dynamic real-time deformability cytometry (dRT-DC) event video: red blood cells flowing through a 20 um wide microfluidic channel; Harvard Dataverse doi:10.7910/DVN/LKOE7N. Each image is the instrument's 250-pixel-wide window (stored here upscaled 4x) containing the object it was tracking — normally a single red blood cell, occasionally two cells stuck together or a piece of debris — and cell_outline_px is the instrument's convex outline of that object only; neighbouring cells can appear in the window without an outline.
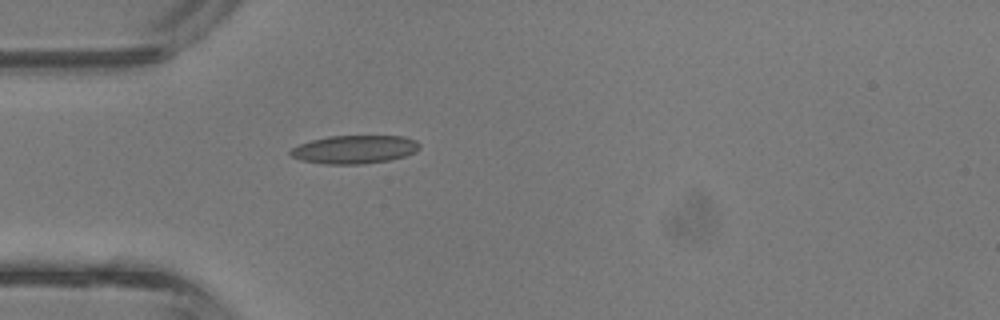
{"species": "common noctule bat (a hibernating species)", "species_latin": "Nyctalus noctula", "temperature_condition": "room temperature", "stored_images_in_passage": 5, "camera_frame_rate_fps": 3000, "um_per_image_px": 0.085, "animal": {"sex": "male", "body_mass_g": 13.3}, "frame": {"image": 1, "passage_image": 5, "time_ms": 1.333, "image_size_px": [1000, 320], "cell_outline_px": [[420, 148], [416, 152], [404, 156], [388, 160], [364, 164], [324, 164], [300, 160], [292, 156], [288, 152], [292, 148], [300, 144], [312, 140], [328, 136], [404, 136], [416, 140], [420, 144]], "centroid_in_image_um": [30.14, 12.7], "position_along_channel_um": 54.9, "area_um2": 21.33}}